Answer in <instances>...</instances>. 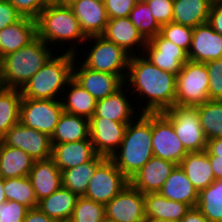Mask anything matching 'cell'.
Here are the masks:
<instances>
[{"label":"cell","instance_id":"cell-1","mask_svg":"<svg viewBox=\"0 0 222 222\" xmlns=\"http://www.w3.org/2000/svg\"><path fill=\"white\" fill-rule=\"evenodd\" d=\"M139 51L130 57L125 85L131 89V96L145 100L141 113H161L175 105L176 74L159 69L149 62ZM128 83V84H126ZM131 86V87H130ZM147 101V102H146Z\"/></svg>","mask_w":222,"mask_h":222},{"label":"cell","instance_id":"cell-2","mask_svg":"<svg viewBox=\"0 0 222 222\" xmlns=\"http://www.w3.org/2000/svg\"><path fill=\"white\" fill-rule=\"evenodd\" d=\"M152 156V113H141L128 123L121 145L110 159L130 180Z\"/></svg>","mask_w":222,"mask_h":222},{"label":"cell","instance_id":"cell-3","mask_svg":"<svg viewBox=\"0 0 222 222\" xmlns=\"http://www.w3.org/2000/svg\"><path fill=\"white\" fill-rule=\"evenodd\" d=\"M51 50L37 36L28 45L4 56L0 64V87L21 89L54 55Z\"/></svg>","mask_w":222,"mask_h":222},{"label":"cell","instance_id":"cell-4","mask_svg":"<svg viewBox=\"0 0 222 222\" xmlns=\"http://www.w3.org/2000/svg\"><path fill=\"white\" fill-rule=\"evenodd\" d=\"M36 22L37 36L47 45H53V47L57 45L65 46V44H68L67 42H71V45H68L70 48L66 52L77 55L78 50L75 51L78 49L77 46L80 47L87 40L70 7L48 3ZM76 42L80 44L76 46Z\"/></svg>","mask_w":222,"mask_h":222},{"label":"cell","instance_id":"cell-5","mask_svg":"<svg viewBox=\"0 0 222 222\" xmlns=\"http://www.w3.org/2000/svg\"><path fill=\"white\" fill-rule=\"evenodd\" d=\"M54 54L49 61L20 89L22 97L31 99L61 100L69 80L72 78L76 55L69 52ZM62 90V92H61ZM61 93V94H60ZM59 96V97H58Z\"/></svg>","mask_w":222,"mask_h":222},{"label":"cell","instance_id":"cell-6","mask_svg":"<svg viewBox=\"0 0 222 222\" xmlns=\"http://www.w3.org/2000/svg\"><path fill=\"white\" fill-rule=\"evenodd\" d=\"M87 42L93 45L87 47L91 49L85 52L87 57H82L85 60H81V64L95 71L115 74L125 82L131 55L102 35L87 37L85 45Z\"/></svg>","mask_w":222,"mask_h":222},{"label":"cell","instance_id":"cell-7","mask_svg":"<svg viewBox=\"0 0 222 222\" xmlns=\"http://www.w3.org/2000/svg\"><path fill=\"white\" fill-rule=\"evenodd\" d=\"M209 77L205 63L188 60L176 75L175 105L199 106L209 100Z\"/></svg>","mask_w":222,"mask_h":222},{"label":"cell","instance_id":"cell-8","mask_svg":"<svg viewBox=\"0 0 222 222\" xmlns=\"http://www.w3.org/2000/svg\"><path fill=\"white\" fill-rule=\"evenodd\" d=\"M161 113L172 123L177 137L188 152L206 150L208 140L201 126L197 107L174 105Z\"/></svg>","mask_w":222,"mask_h":222},{"label":"cell","instance_id":"cell-9","mask_svg":"<svg viewBox=\"0 0 222 222\" xmlns=\"http://www.w3.org/2000/svg\"><path fill=\"white\" fill-rule=\"evenodd\" d=\"M63 113L61 100L22 97L20 122L51 137Z\"/></svg>","mask_w":222,"mask_h":222},{"label":"cell","instance_id":"cell-10","mask_svg":"<svg viewBox=\"0 0 222 222\" xmlns=\"http://www.w3.org/2000/svg\"><path fill=\"white\" fill-rule=\"evenodd\" d=\"M129 183V179L117 168L115 163L110 158H106L96 168L84 197L106 205Z\"/></svg>","mask_w":222,"mask_h":222},{"label":"cell","instance_id":"cell-11","mask_svg":"<svg viewBox=\"0 0 222 222\" xmlns=\"http://www.w3.org/2000/svg\"><path fill=\"white\" fill-rule=\"evenodd\" d=\"M152 150L153 156L177 165L188 153L172 123L162 113H152Z\"/></svg>","mask_w":222,"mask_h":222},{"label":"cell","instance_id":"cell-12","mask_svg":"<svg viewBox=\"0 0 222 222\" xmlns=\"http://www.w3.org/2000/svg\"><path fill=\"white\" fill-rule=\"evenodd\" d=\"M4 145L22 149L34 160H45L52 156L51 137L18 122L0 139Z\"/></svg>","mask_w":222,"mask_h":222},{"label":"cell","instance_id":"cell-13","mask_svg":"<svg viewBox=\"0 0 222 222\" xmlns=\"http://www.w3.org/2000/svg\"><path fill=\"white\" fill-rule=\"evenodd\" d=\"M105 219L110 222H144V194L129 183L105 205Z\"/></svg>","mask_w":222,"mask_h":222},{"label":"cell","instance_id":"cell-14","mask_svg":"<svg viewBox=\"0 0 222 222\" xmlns=\"http://www.w3.org/2000/svg\"><path fill=\"white\" fill-rule=\"evenodd\" d=\"M141 54L159 69L176 75L189 60L184 49L165 39L160 33L146 42Z\"/></svg>","mask_w":222,"mask_h":222},{"label":"cell","instance_id":"cell-15","mask_svg":"<svg viewBox=\"0 0 222 222\" xmlns=\"http://www.w3.org/2000/svg\"><path fill=\"white\" fill-rule=\"evenodd\" d=\"M127 125L104 117H91L90 139L97 155L110 158L121 145Z\"/></svg>","mask_w":222,"mask_h":222},{"label":"cell","instance_id":"cell-16","mask_svg":"<svg viewBox=\"0 0 222 222\" xmlns=\"http://www.w3.org/2000/svg\"><path fill=\"white\" fill-rule=\"evenodd\" d=\"M76 60L78 61V65ZM72 78L96 100L106 98L125 84L124 81L115 74L95 71L84 67L77 58H75L73 64Z\"/></svg>","mask_w":222,"mask_h":222},{"label":"cell","instance_id":"cell-17","mask_svg":"<svg viewBox=\"0 0 222 222\" xmlns=\"http://www.w3.org/2000/svg\"><path fill=\"white\" fill-rule=\"evenodd\" d=\"M187 55L190 61L198 63L222 59V36L208 22L194 27Z\"/></svg>","mask_w":222,"mask_h":222},{"label":"cell","instance_id":"cell-18","mask_svg":"<svg viewBox=\"0 0 222 222\" xmlns=\"http://www.w3.org/2000/svg\"><path fill=\"white\" fill-rule=\"evenodd\" d=\"M177 164L152 156L129 180L143 194L159 192Z\"/></svg>","mask_w":222,"mask_h":222},{"label":"cell","instance_id":"cell-19","mask_svg":"<svg viewBox=\"0 0 222 222\" xmlns=\"http://www.w3.org/2000/svg\"><path fill=\"white\" fill-rule=\"evenodd\" d=\"M125 89L127 90L128 87L124 84L115 93L104 99L97 100L95 112L92 117H104L121 123L134 121L139 116L138 114H141L140 108L139 105L136 108L137 106L129 101L131 98L128 99L129 96L127 93L130 90L126 92ZM136 109H139V112H136ZM136 114L137 116H135Z\"/></svg>","mask_w":222,"mask_h":222},{"label":"cell","instance_id":"cell-20","mask_svg":"<svg viewBox=\"0 0 222 222\" xmlns=\"http://www.w3.org/2000/svg\"><path fill=\"white\" fill-rule=\"evenodd\" d=\"M70 8L86 37L103 35L109 21L104 1L79 0Z\"/></svg>","mask_w":222,"mask_h":222},{"label":"cell","instance_id":"cell-21","mask_svg":"<svg viewBox=\"0 0 222 222\" xmlns=\"http://www.w3.org/2000/svg\"><path fill=\"white\" fill-rule=\"evenodd\" d=\"M28 178L38 202L62 187L61 171L52 158L35 160Z\"/></svg>","mask_w":222,"mask_h":222},{"label":"cell","instance_id":"cell-22","mask_svg":"<svg viewBox=\"0 0 222 222\" xmlns=\"http://www.w3.org/2000/svg\"><path fill=\"white\" fill-rule=\"evenodd\" d=\"M96 155L90 138L82 141L52 144L51 158L60 171L87 163Z\"/></svg>","mask_w":222,"mask_h":222},{"label":"cell","instance_id":"cell-23","mask_svg":"<svg viewBox=\"0 0 222 222\" xmlns=\"http://www.w3.org/2000/svg\"><path fill=\"white\" fill-rule=\"evenodd\" d=\"M102 36L123 48L131 56L136 55V52H138L136 50L140 48L143 52L147 42L129 17L109 19ZM137 47L139 48L137 49ZM134 50L135 53L133 52Z\"/></svg>","mask_w":222,"mask_h":222},{"label":"cell","instance_id":"cell-24","mask_svg":"<svg viewBox=\"0 0 222 222\" xmlns=\"http://www.w3.org/2000/svg\"><path fill=\"white\" fill-rule=\"evenodd\" d=\"M37 37V22L22 17L0 31V59L28 45Z\"/></svg>","mask_w":222,"mask_h":222},{"label":"cell","instance_id":"cell-25","mask_svg":"<svg viewBox=\"0 0 222 222\" xmlns=\"http://www.w3.org/2000/svg\"><path fill=\"white\" fill-rule=\"evenodd\" d=\"M159 193L167 199L185 203L191 208L196 207L198 202V190L179 165L171 172Z\"/></svg>","mask_w":222,"mask_h":222},{"label":"cell","instance_id":"cell-26","mask_svg":"<svg viewBox=\"0 0 222 222\" xmlns=\"http://www.w3.org/2000/svg\"><path fill=\"white\" fill-rule=\"evenodd\" d=\"M179 166L198 192L215 181L209 155L206 151L188 152L179 163Z\"/></svg>","mask_w":222,"mask_h":222},{"label":"cell","instance_id":"cell-27","mask_svg":"<svg viewBox=\"0 0 222 222\" xmlns=\"http://www.w3.org/2000/svg\"><path fill=\"white\" fill-rule=\"evenodd\" d=\"M146 218L166 219L179 222L190 210V206L167 199L159 192L144 194Z\"/></svg>","mask_w":222,"mask_h":222},{"label":"cell","instance_id":"cell-28","mask_svg":"<svg viewBox=\"0 0 222 222\" xmlns=\"http://www.w3.org/2000/svg\"><path fill=\"white\" fill-rule=\"evenodd\" d=\"M78 197L69 189L61 187L49 197L40 200L37 208L56 222H69Z\"/></svg>","mask_w":222,"mask_h":222},{"label":"cell","instance_id":"cell-29","mask_svg":"<svg viewBox=\"0 0 222 222\" xmlns=\"http://www.w3.org/2000/svg\"><path fill=\"white\" fill-rule=\"evenodd\" d=\"M66 88L67 93L63 92L65 96L61 99L63 111L89 120L94 115L97 100L73 78Z\"/></svg>","mask_w":222,"mask_h":222},{"label":"cell","instance_id":"cell-30","mask_svg":"<svg viewBox=\"0 0 222 222\" xmlns=\"http://www.w3.org/2000/svg\"><path fill=\"white\" fill-rule=\"evenodd\" d=\"M89 138V120L63 111L55 131L51 136V143L62 144L66 142L82 141Z\"/></svg>","mask_w":222,"mask_h":222},{"label":"cell","instance_id":"cell-31","mask_svg":"<svg viewBox=\"0 0 222 222\" xmlns=\"http://www.w3.org/2000/svg\"><path fill=\"white\" fill-rule=\"evenodd\" d=\"M34 159L22 149L4 145L0 141V177L3 179L26 177L32 169Z\"/></svg>","mask_w":222,"mask_h":222},{"label":"cell","instance_id":"cell-32","mask_svg":"<svg viewBox=\"0 0 222 222\" xmlns=\"http://www.w3.org/2000/svg\"><path fill=\"white\" fill-rule=\"evenodd\" d=\"M210 0H174L172 22L194 28L208 22Z\"/></svg>","mask_w":222,"mask_h":222},{"label":"cell","instance_id":"cell-33","mask_svg":"<svg viewBox=\"0 0 222 222\" xmlns=\"http://www.w3.org/2000/svg\"><path fill=\"white\" fill-rule=\"evenodd\" d=\"M106 158L101 155H96L91 161L61 171L62 187L69 189L78 196H84L87 190L88 183L93 176L96 168Z\"/></svg>","mask_w":222,"mask_h":222},{"label":"cell","instance_id":"cell-34","mask_svg":"<svg viewBox=\"0 0 222 222\" xmlns=\"http://www.w3.org/2000/svg\"><path fill=\"white\" fill-rule=\"evenodd\" d=\"M20 89L0 87V139L20 122Z\"/></svg>","mask_w":222,"mask_h":222},{"label":"cell","instance_id":"cell-35","mask_svg":"<svg viewBox=\"0 0 222 222\" xmlns=\"http://www.w3.org/2000/svg\"><path fill=\"white\" fill-rule=\"evenodd\" d=\"M196 207L209 222H222V179L199 191Z\"/></svg>","mask_w":222,"mask_h":222},{"label":"cell","instance_id":"cell-36","mask_svg":"<svg viewBox=\"0 0 222 222\" xmlns=\"http://www.w3.org/2000/svg\"><path fill=\"white\" fill-rule=\"evenodd\" d=\"M196 107L207 140L222 138V100H208Z\"/></svg>","mask_w":222,"mask_h":222},{"label":"cell","instance_id":"cell-37","mask_svg":"<svg viewBox=\"0 0 222 222\" xmlns=\"http://www.w3.org/2000/svg\"><path fill=\"white\" fill-rule=\"evenodd\" d=\"M3 189L7 200L16 201L29 209L37 208V197L28 176L3 179Z\"/></svg>","mask_w":222,"mask_h":222},{"label":"cell","instance_id":"cell-38","mask_svg":"<svg viewBox=\"0 0 222 222\" xmlns=\"http://www.w3.org/2000/svg\"><path fill=\"white\" fill-rule=\"evenodd\" d=\"M129 19L146 41L160 33L161 26L152 16L151 9L146 2L135 3Z\"/></svg>","mask_w":222,"mask_h":222},{"label":"cell","instance_id":"cell-39","mask_svg":"<svg viewBox=\"0 0 222 222\" xmlns=\"http://www.w3.org/2000/svg\"><path fill=\"white\" fill-rule=\"evenodd\" d=\"M105 205L79 196L69 222H104Z\"/></svg>","mask_w":222,"mask_h":222},{"label":"cell","instance_id":"cell-40","mask_svg":"<svg viewBox=\"0 0 222 222\" xmlns=\"http://www.w3.org/2000/svg\"><path fill=\"white\" fill-rule=\"evenodd\" d=\"M160 34L188 53L192 41L193 28L170 22L161 26Z\"/></svg>","mask_w":222,"mask_h":222},{"label":"cell","instance_id":"cell-41","mask_svg":"<svg viewBox=\"0 0 222 222\" xmlns=\"http://www.w3.org/2000/svg\"><path fill=\"white\" fill-rule=\"evenodd\" d=\"M209 77V100H222V59L205 63Z\"/></svg>","mask_w":222,"mask_h":222},{"label":"cell","instance_id":"cell-42","mask_svg":"<svg viewBox=\"0 0 222 222\" xmlns=\"http://www.w3.org/2000/svg\"><path fill=\"white\" fill-rule=\"evenodd\" d=\"M145 2L160 26L172 22L174 0H146Z\"/></svg>","mask_w":222,"mask_h":222},{"label":"cell","instance_id":"cell-43","mask_svg":"<svg viewBox=\"0 0 222 222\" xmlns=\"http://www.w3.org/2000/svg\"><path fill=\"white\" fill-rule=\"evenodd\" d=\"M29 208L16 201L0 204V222H23Z\"/></svg>","mask_w":222,"mask_h":222},{"label":"cell","instance_id":"cell-44","mask_svg":"<svg viewBox=\"0 0 222 222\" xmlns=\"http://www.w3.org/2000/svg\"><path fill=\"white\" fill-rule=\"evenodd\" d=\"M22 17L37 19L48 2L46 0H9Z\"/></svg>","mask_w":222,"mask_h":222},{"label":"cell","instance_id":"cell-45","mask_svg":"<svg viewBox=\"0 0 222 222\" xmlns=\"http://www.w3.org/2000/svg\"><path fill=\"white\" fill-rule=\"evenodd\" d=\"M109 19L129 17L135 6L134 0H104Z\"/></svg>","mask_w":222,"mask_h":222},{"label":"cell","instance_id":"cell-46","mask_svg":"<svg viewBox=\"0 0 222 222\" xmlns=\"http://www.w3.org/2000/svg\"><path fill=\"white\" fill-rule=\"evenodd\" d=\"M21 14L11 5L9 1L0 2V31L19 21Z\"/></svg>","mask_w":222,"mask_h":222},{"label":"cell","instance_id":"cell-47","mask_svg":"<svg viewBox=\"0 0 222 222\" xmlns=\"http://www.w3.org/2000/svg\"><path fill=\"white\" fill-rule=\"evenodd\" d=\"M208 23L222 36V4H212Z\"/></svg>","mask_w":222,"mask_h":222},{"label":"cell","instance_id":"cell-48","mask_svg":"<svg viewBox=\"0 0 222 222\" xmlns=\"http://www.w3.org/2000/svg\"><path fill=\"white\" fill-rule=\"evenodd\" d=\"M23 222H56L53 218L48 217L38 208L29 209Z\"/></svg>","mask_w":222,"mask_h":222},{"label":"cell","instance_id":"cell-49","mask_svg":"<svg viewBox=\"0 0 222 222\" xmlns=\"http://www.w3.org/2000/svg\"><path fill=\"white\" fill-rule=\"evenodd\" d=\"M209 156L222 157V138H214L207 141L206 150Z\"/></svg>","mask_w":222,"mask_h":222},{"label":"cell","instance_id":"cell-50","mask_svg":"<svg viewBox=\"0 0 222 222\" xmlns=\"http://www.w3.org/2000/svg\"><path fill=\"white\" fill-rule=\"evenodd\" d=\"M179 222H209L197 207H192Z\"/></svg>","mask_w":222,"mask_h":222},{"label":"cell","instance_id":"cell-51","mask_svg":"<svg viewBox=\"0 0 222 222\" xmlns=\"http://www.w3.org/2000/svg\"><path fill=\"white\" fill-rule=\"evenodd\" d=\"M212 171L215 180L222 179V157L220 156H209Z\"/></svg>","mask_w":222,"mask_h":222},{"label":"cell","instance_id":"cell-52","mask_svg":"<svg viewBox=\"0 0 222 222\" xmlns=\"http://www.w3.org/2000/svg\"><path fill=\"white\" fill-rule=\"evenodd\" d=\"M79 0H55L53 3H56L61 6L70 7L71 5L75 4Z\"/></svg>","mask_w":222,"mask_h":222},{"label":"cell","instance_id":"cell-53","mask_svg":"<svg viewBox=\"0 0 222 222\" xmlns=\"http://www.w3.org/2000/svg\"><path fill=\"white\" fill-rule=\"evenodd\" d=\"M7 201L5 197V191L3 189V178L0 177V204L5 203Z\"/></svg>","mask_w":222,"mask_h":222},{"label":"cell","instance_id":"cell-54","mask_svg":"<svg viewBox=\"0 0 222 222\" xmlns=\"http://www.w3.org/2000/svg\"><path fill=\"white\" fill-rule=\"evenodd\" d=\"M146 222H172L168 221L166 219H152V218H146Z\"/></svg>","mask_w":222,"mask_h":222},{"label":"cell","instance_id":"cell-55","mask_svg":"<svg viewBox=\"0 0 222 222\" xmlns=\"http://www.w3.org/2000/svg\"><path fill=\"white\" fill-rule=\"evenodd\" d=\"M212 4H222V0H210Z\"/></svg>","mask_w":222,"mask_h":222},{"label":"cell","instance_id":"cell-56","mask_svg":"<svg viewBox=\"0 0 222 222\" xmlns=\"http://www.w3.org/2000/svg\"><path fill=\"white\" fill-rule=\"evenodd\" d=\"M135 3H139V2H145L146 0H134Z\"/></svg>","mask_w":222,"mask_h":222},{"label":"cell","instance_id":"cell-57","mask_svg":"<svg viewBox=\"0 0 222 222\" xmlns=\"http://www.w3.org/2000/svg\"><path fill=\"white\" fill-rule=\"evenodd\" d=\"M48 3H53L55 0H46Z\"/></svg>","mask_w":222,"mask_h":222}]
</instances>
